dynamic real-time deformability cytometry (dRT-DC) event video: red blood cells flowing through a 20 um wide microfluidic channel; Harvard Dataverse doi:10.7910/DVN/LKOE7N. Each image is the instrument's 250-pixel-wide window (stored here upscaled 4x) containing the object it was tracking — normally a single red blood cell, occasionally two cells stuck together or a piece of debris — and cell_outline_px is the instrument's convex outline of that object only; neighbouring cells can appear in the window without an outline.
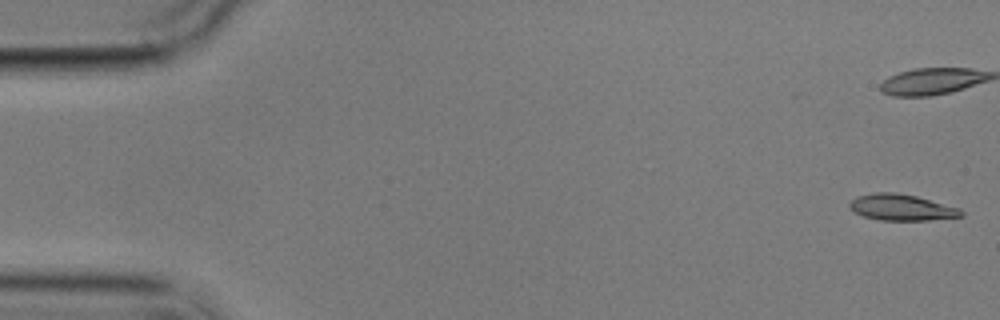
{"species": "common noctule bat (a hibernating species)", "species_latin": "Nyctalus noctula", "temperature_condition": "cold", "stored_images_in_passage": 6, "camera_frame_rate_fps": 3000, "um_per_image_px": 0.085, "animal": {"sex": "male", "body_mass_g": 17.9}, "frame": {"image": 1, "passage_image": 1, "time_ms": 0.0, "image_size_px": [1000, 320], "cell_outline_px": [[964, 216], [928, 220], [880, 220], [864, 216], [856, 212], [848, 204], [856, 196], [876, 192], [896, 192], [916, 196], [960, 208], [964, 212]], "centroid_in_image_um": [76.66, 17.62], "position_along_channel_um": 8.3, "area_um2": 16.94}}